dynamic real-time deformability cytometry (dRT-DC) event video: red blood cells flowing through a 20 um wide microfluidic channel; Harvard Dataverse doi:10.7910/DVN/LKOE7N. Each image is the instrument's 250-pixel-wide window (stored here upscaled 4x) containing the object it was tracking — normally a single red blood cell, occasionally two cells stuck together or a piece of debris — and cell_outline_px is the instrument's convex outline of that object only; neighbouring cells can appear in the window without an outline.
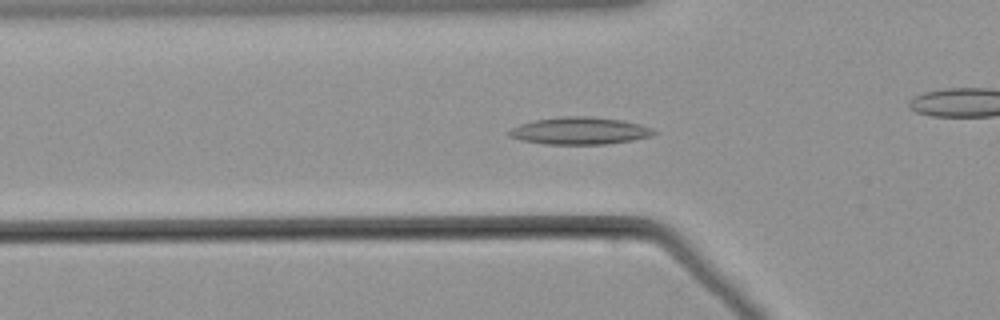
{"species": "common noctule bat (a hibernating species)", "species_latin": "Nyctalus noctula", "temperature_condition": "warm", "stored_images_in_passage": 57, "camera_frame_rate_fps": 3000, "um_per_image_px": 0.085, "animal": {"sex": "male", "body_mass_g": 21.5, "forearm_length_mm": 52.0}, "frame": {"image": 1, "passage_image": 19, "time_ms": 6.0, "image_size_px": [1000, 320], "cell_outline_px": [[660, 132], [652, 136], [632, 140], [604, 144], [544, 144], [520, 140], [508, 136], [504, 132], [520, 124], [536, 120], [564, 116], [588, 116], [620, 120], [640, 124], [652, 128]], "centroid_in_image_um": [49.26, 11.12], "position_along_channel_um": 76.5, "area_um2": 23.06}}
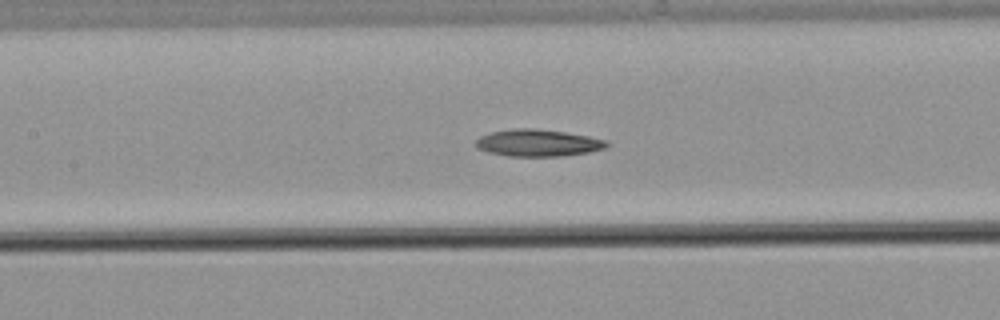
{"frame": {"image": 2, "passage_image": 26, "time_ms": 8.333, "image_size_px": [1000, 320], "cell_outline_px": [[612, 144], [604, 148], [588, 152], [560, 156], [508, 156], [488, 152], [476, 148], [476, 140], [480, 136], [492, 132], [516, 128], [536, 128], [564, 132], [588, 136], [608, 140]], "centroid_in_image_um": [45.74, 12.14], "position_along_channel_um": 161.7, "area_um2": 20.58}}
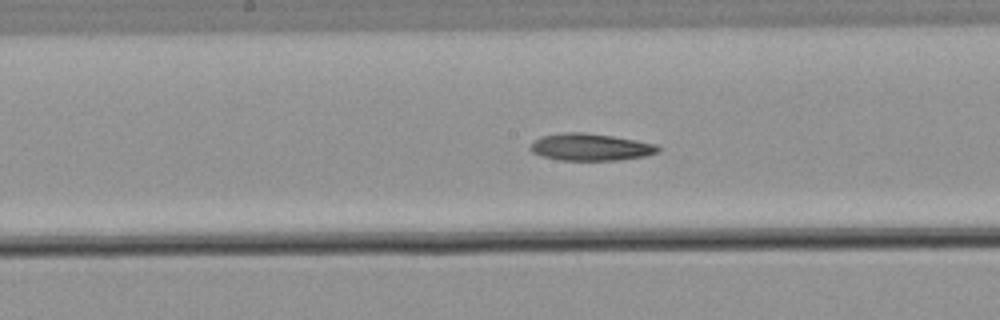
{"frame": {"image": 3, "passage_image": 29, "time_ms": 9.333, "image_size_px": [1000, 320], "cell_outline_px": [[660, 148], [656, 152], [644, 156], [616, 160], [560, 160], [540, 156], [532, 152], [528, 148], [536, 140], [544, 136], [564, 132], [584, 132], [612, 136], [636, 140], [656, 144]], "centroid_in_image_um": [50.17, 12.5], "position_along_channel_um": 198.0, "area_um2": 19.94}}